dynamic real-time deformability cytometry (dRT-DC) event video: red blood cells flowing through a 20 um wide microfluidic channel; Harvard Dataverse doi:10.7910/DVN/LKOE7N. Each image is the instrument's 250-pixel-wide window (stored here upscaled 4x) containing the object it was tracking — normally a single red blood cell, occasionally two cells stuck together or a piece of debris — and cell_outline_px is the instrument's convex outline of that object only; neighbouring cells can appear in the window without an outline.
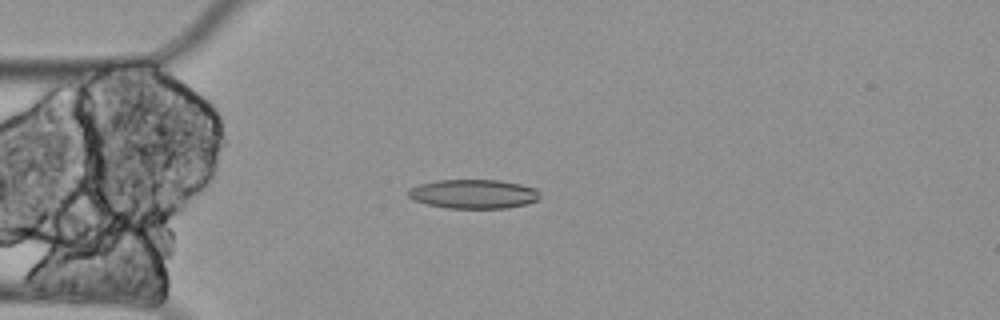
{"species": "Egyptian fruit bat (a non-hibernating species)", "species_latin": "Rousettus aegyptiacus", "temperature_condition": "cold", "stored_images_in_passage": 5, "camera_frame_rate_fps": 3000, "um_per_image_px": 0.085, "animal": {"sex": "female"}, "frame": {"image": 1, "passage_image": 3, "time_ms": 0.667, "image_size_px": [1000, 320], "cell_outline_px": [[540, 196], [536, 200], [528, 204], [508, 208], [448, 208], [428, 204], [412, 200], [408, 196], [408, 188], [420, 184], [436, 180], [500, 180], [520, 184], [536, 188], [540, 192]], "centroid_in_image_um": [40.25, 16.48], "position_along_channel_um": 44.7, "area_um2": 22.48}}
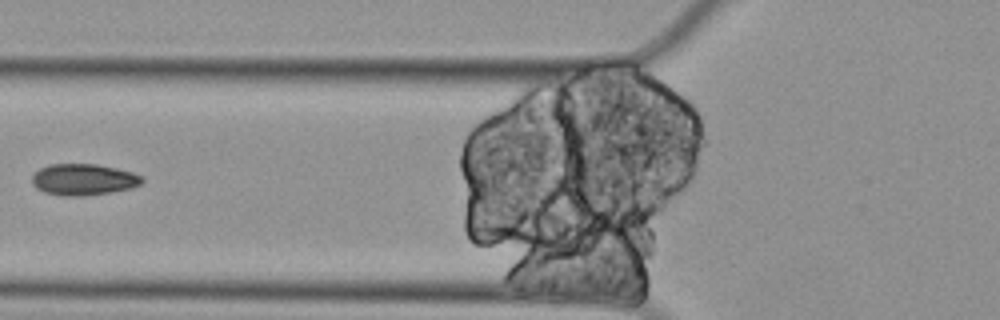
{"frame": {"image": 2, "passage_image": 5, "time_ms": 1.333, "image_size_px": [1000, 320], "cell_outline_px": [[144, 180], [140, 184], [132, 188], [84, 196], [60, 196], [44, 192], [36, 188], [32, 184], [32, 176], [40, 168], [48, 164], [96, 164], [116, 168], [132, 172], [144, 176]], "centroid_in_image_um": [7.09, 15.26], "position_along_channel_um": 118.7, "area_um2": 20.23}}